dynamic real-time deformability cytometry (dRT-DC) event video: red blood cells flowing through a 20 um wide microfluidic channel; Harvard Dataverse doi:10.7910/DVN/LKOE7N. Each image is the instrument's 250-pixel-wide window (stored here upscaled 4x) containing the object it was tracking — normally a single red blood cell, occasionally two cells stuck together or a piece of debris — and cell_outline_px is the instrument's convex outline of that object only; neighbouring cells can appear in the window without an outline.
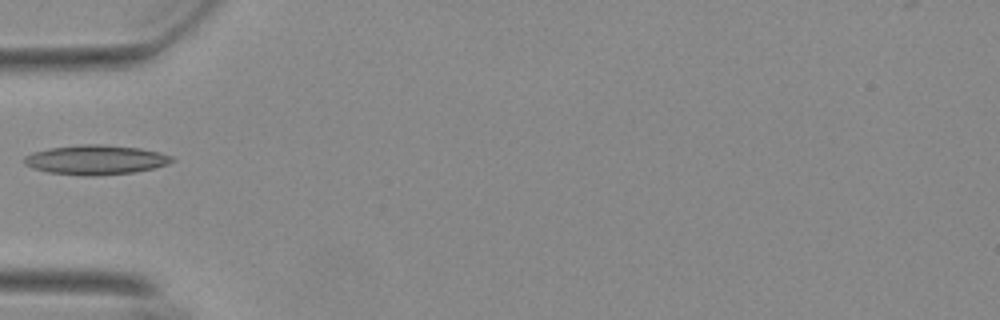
{"species": "Egyptian fruit bat (a non-hibernating species)", "species_latin": "Rousettus aegyptiacus", "temperature_condition": "warm", "stored_images_in_passage": 37, "camera_frame_rate_fps": 3000, "um_per_image_px": 0.085, "animal": {"sex": "female"}, "frame": {"image": 1, "passage_image": 1, "time_ms": 0.0, "image_size_px": [1000, 320], "cell_outline_px": [[176, 160], [168, 164], [156, 168], [136, 172], [92, 176], [48, 172], [32, 168], [24, 164], [24, 156], [32, 152], [48, 148], [80, 144], [100, 144], [140, 148], [160, 152], [172, 156]], "centroid_in_image_um": [8.16, 13.58], "position_along_channel_um": 76.8, "area_um2": 25.61}}
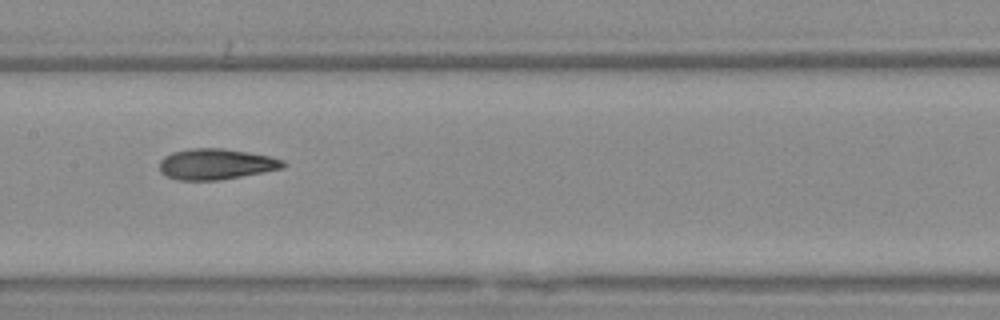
{"frame": {"image": 2, "passage_image": 10, "time_ms": 3.0, "image_size_px": [1000, 320], "cell_outline_px": [[288, 164], [284, 168], [240, 176], [216, 180], [176, 180], [160, 172], [160, 160], [164, 156], [172, 152], [188, 148], [224, 148], [248, 152], [268, 156], [284, 160]], "centroid_in_image_um": [18.35, 13.94], "position_along_channel_um": 189.1, "area_um2": 22.2}}
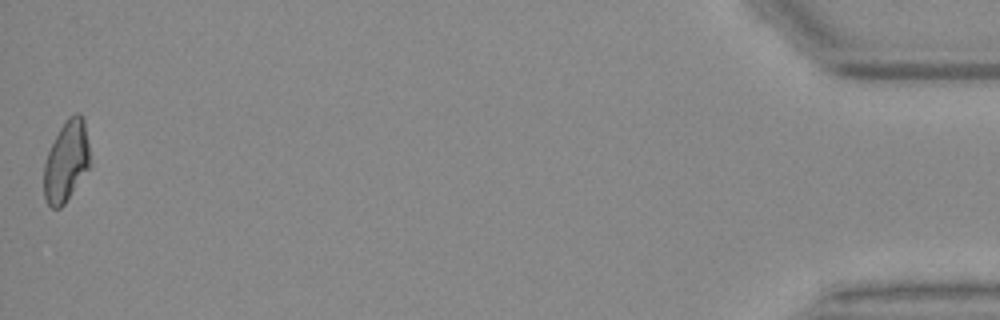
{"frame": {"image": 3, "passage_image": 37, "time_ms": 12.0, "image_size_px": [1000, 320], "cell_outline_px": [[92, 164], [64, 204], [60, 208], [52, 208], [48, 204], [44, 196], [44, 164], [48, 152], [64, 120], [68, 116], [76, 112], [80, 112], [84, 120]], "centroid_in_image_um": [5.66, 13.69], "position_along_channel_um": 429.5, "area_um2": 21.85}}